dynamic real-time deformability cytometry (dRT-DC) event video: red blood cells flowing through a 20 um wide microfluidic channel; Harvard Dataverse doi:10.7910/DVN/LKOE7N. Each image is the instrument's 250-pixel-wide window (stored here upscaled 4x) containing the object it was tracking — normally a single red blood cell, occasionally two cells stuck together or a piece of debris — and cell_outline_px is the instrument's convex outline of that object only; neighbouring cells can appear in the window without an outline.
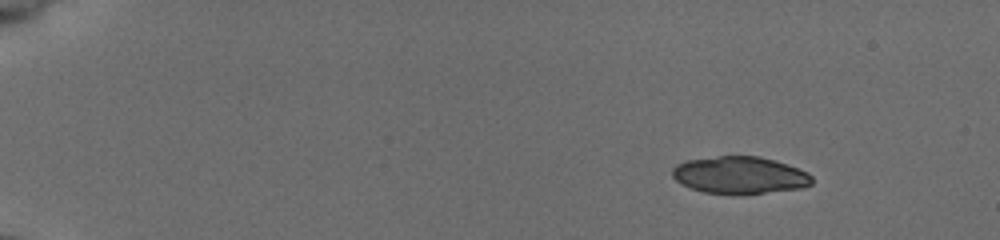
{"species": "common noctule bat (a hibernating species)", "species_latin": "Nyctalus noctula", "temperature_condition": "cold", "stored_images_in_passage": 47, "camera_frame_rate_fps": 3000, "um_per_image_px": 0.085, "animal": {"sex": "female", "body_mass_g": 19.5, "forearm_length_mm": 54.1}, "frame": {"image": 1, "passage_image": 1, "time_ms": 0.0, "image_size_px": [1000, 240], "cell_outline_px": [[812, 184], [800, 188], [764, 192], [704, 192], [680, 184], [672, 176], [672, 168], [676, 164], [684, 160], [716, 156], [760, 156], [788, 164], [808, 172], [812, 176]], "centroid_in_image_um": [62.86, 14.84], "position_along_channel_um": 22.1, "area_um2": 29.82}}
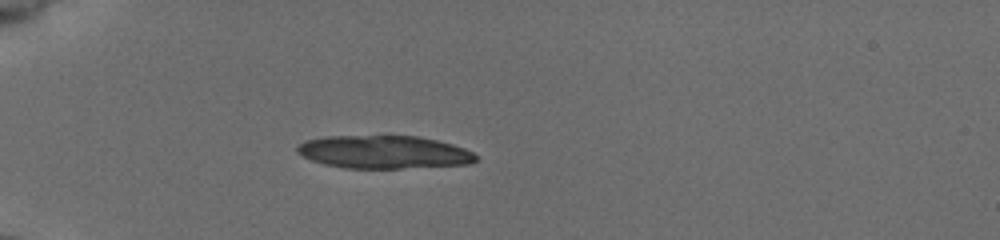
{"frame": {"image": 2, "passage_image": 11, "time_ms": 3.333, "image_size_px": [1000, 240], "cell_outline_px": [[476, 160], [472, 164], [400, 168], [344, 168], [324, 164], [312, 160], [296, 152], [296, 148], [304, 140], [324, 136], [420, 136], [452, 144], [464, 148], [472, 152], [476, 156]], "centroid_in_image_um": [32.62, 12.92], "position_along_channel_um": 52.4, "area_um2": 34.33}, "authors_computed_cell_mechanics": {"area_um2": 29.8248, "velocity_mm_per_s": 3.9505, "shape_relaxation_time_tau1_ms": 4.2774, "shape_relaxation_time_tau2_ms": 11.3125, "deformation_change_tau1": 0.1391, "deformation_change_tau2": 0.1937}}